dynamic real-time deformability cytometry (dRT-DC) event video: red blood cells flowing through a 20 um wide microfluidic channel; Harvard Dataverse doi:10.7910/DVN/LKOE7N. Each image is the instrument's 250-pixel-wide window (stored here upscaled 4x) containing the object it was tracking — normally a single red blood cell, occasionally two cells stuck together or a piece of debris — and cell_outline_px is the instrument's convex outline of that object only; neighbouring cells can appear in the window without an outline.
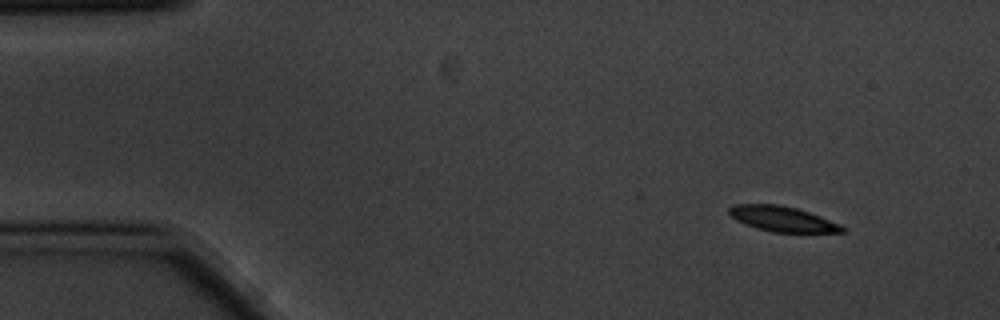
{"species": "common noctule bat (a hibernating species)", "species_latin": "Nyctalus noctula", "temperature_condition": "cold", "stored_images_in_passage": 5, "camera_frame_rate_fps": 3000, "um_per_image_px": 0.085, "animal": {"sex": "male", "body_mass_g": 20.1, "forearm_length_mm": 53.5}, "frame": {"image": 1, "passage_image": 1, "time_ms": 0.0, "image_size_px": [1000, 320], "cell_outline_px": [[848, 232], [772, 232], [756, 228], [736, 220], [728, 212], [728, 208], [736, 204], [780, 204], [796, 208], [820, 216], [840, 224], [848, 228]], "centroid_in_image_um": [66.54, 18.61], "position_along_channel_um": 18.5, "area_um2": 16.65}}